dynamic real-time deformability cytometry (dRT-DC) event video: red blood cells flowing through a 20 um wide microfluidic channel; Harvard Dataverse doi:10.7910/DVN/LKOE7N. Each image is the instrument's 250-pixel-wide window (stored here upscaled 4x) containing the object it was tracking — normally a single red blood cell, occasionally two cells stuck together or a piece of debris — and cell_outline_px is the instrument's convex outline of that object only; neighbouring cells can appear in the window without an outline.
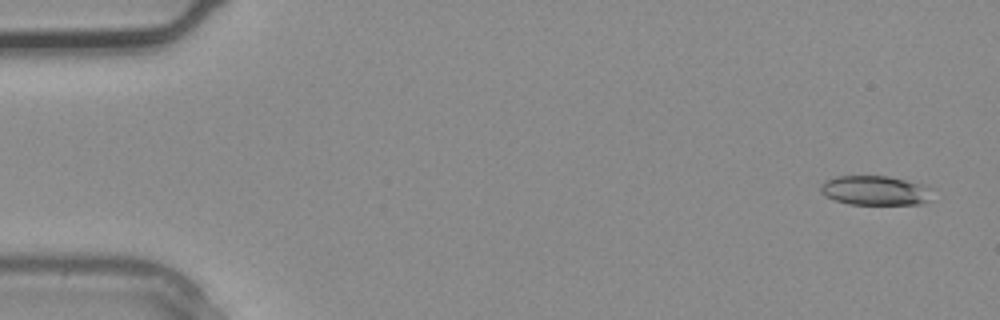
{"species": "common noctule bat (a hibernating species)", "species_latin": "Nyctalus noctula", "temperature_condition": "warm", "stored_images_in_passage": 2, "segment_of_instrument_passage": [2, 2], "camera_frame_rate_fps": 3000, "um_per_image_px": 0.085, "animal": {"sex": "male", "body_mass_g": 20.4}, "frame": {"image": 1, "passage_image": 2, "time_ms": 0.333, "image_size_px": [1000, 320], "cell_outline_px": [[932, 188], [928, 200], [920, 204], [848, 204], [824, 196], [820, 192], [820, 184], [824, 180], [836, 176], [888, 176], [924, 184]], "centroid_in_image_um": [74.35, 16.18], "position_along_channel_um": 10.7, "area_um2": 19.31}}